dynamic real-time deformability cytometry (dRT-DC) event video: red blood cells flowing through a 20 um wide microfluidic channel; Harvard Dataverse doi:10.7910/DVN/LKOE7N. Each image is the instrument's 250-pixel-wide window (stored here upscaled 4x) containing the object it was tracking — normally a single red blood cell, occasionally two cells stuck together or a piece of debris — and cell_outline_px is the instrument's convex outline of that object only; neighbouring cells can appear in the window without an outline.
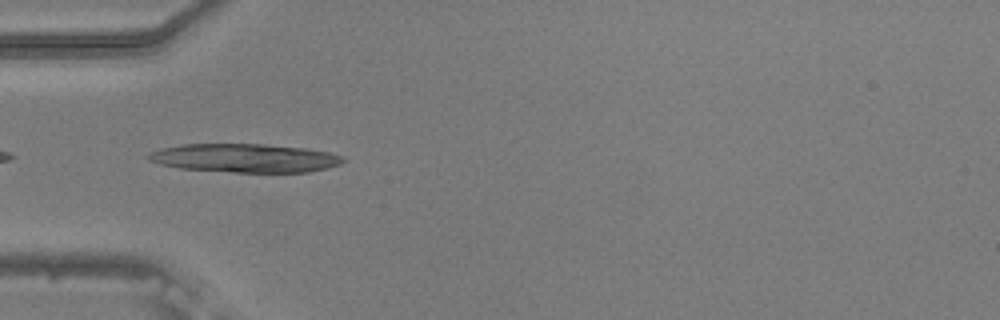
{"species": "common noctule bat (a hibernating species)", "species_latin": "Nyctalus noctula", "temperature_condition": "warm", "stored_images_in_passage": 19, "camera_frame_rate_fps": 3000, "um_per_image_px": 0.085, "animal": {"sex": "male", "body_mass_g": 20.5, "forearm_length_mm": 52.5}, "frame": {"image": 1, "passage_image": 1, "time_ms": 0.0, "image_size_px": [1000, 320], "cell_outline_px": [[344, 160], [340, 164], [328, 168], [308, 172], [232, 172], [180, 168], [160, 164], [148, 160], [144, 156], [148, 152], [160, 148], [180, 144], [264, 144], [304, 148], [328, 152], [344, 156]], "centroid_in_image_um": [20.76, 13.43], "position_along_channel_um": 64.2, "area_um2": 32.6}}
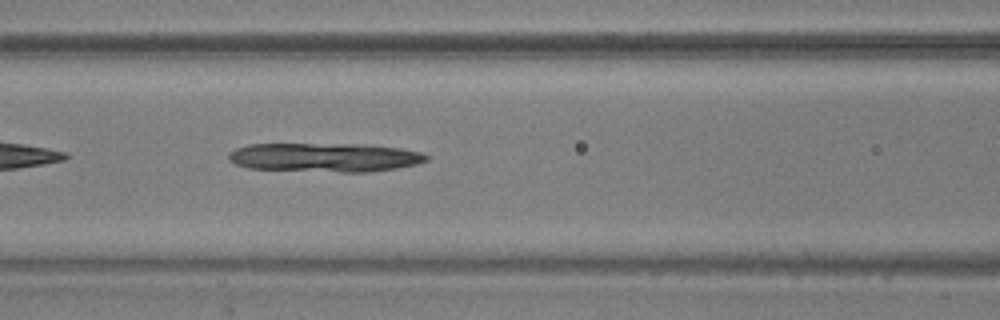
{"frame": {"image": 2, "passage_image": 7, "time_ms": 2.0, "image_size_px": [1000, 320], "cell_outline_px": [[428, 160], [416, 164], [396, 168], [372, 172], [340, 172], [248, 168], [236, 164], [228, 156], [228, 152], [236, 148], [248, 144], [364, 144], [400, 148], [420, 152], [428, 156]], "centroid_in_image_um": [27.62, 13.37], "position_along_channel_um": 139.0, "area_um2": 33.35}}
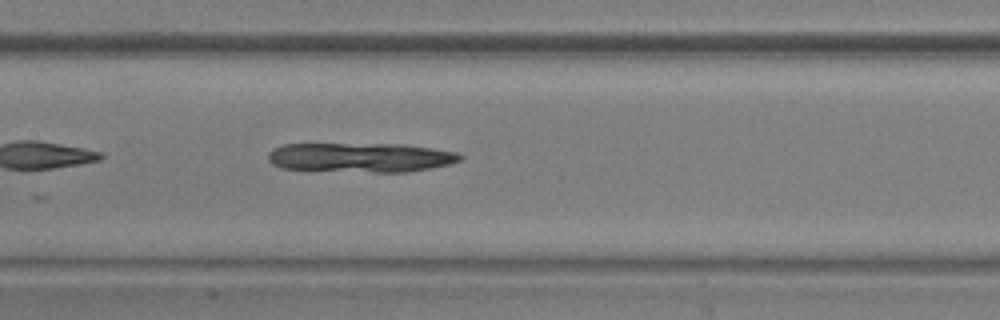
{"frame": {"image": 3, "passage_image": 10, "time_ms": 3.0, "image_size_px": [1000, 320], "cell_outline_px": [[464, 156], [460, 160], [452, 164], [408, 172], [372, 172], [280, 168], [272, 164], [268, 160], [268, 152], [272, 148], [284, 144], [404, 144], [432, 148], [456, 152]], "centroid_in_image_um": [30.66, 13.38], "position_along_channel_um": 176.7, "area_um2": 33.06}}